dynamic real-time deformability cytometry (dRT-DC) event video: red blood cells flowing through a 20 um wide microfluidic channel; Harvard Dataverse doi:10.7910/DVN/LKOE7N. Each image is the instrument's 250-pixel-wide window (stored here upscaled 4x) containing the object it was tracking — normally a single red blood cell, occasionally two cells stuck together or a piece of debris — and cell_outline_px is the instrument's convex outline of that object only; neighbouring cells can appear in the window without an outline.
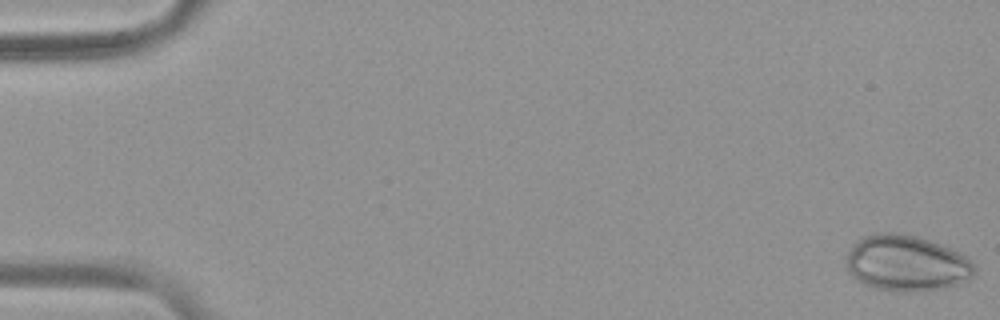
{"species": "common noctule bat (a hibernating species)", "species_latin": "Nyctalus noctula", "temperature_condition": "warm", "stored_images_in_passage": 54, "camera_frame_rate_fps": 3000, "um_per_image_px": 0.085, "animal": {"sex": "female", "body_mass_g": 19.9}, "frame": {"image": 1, "passage_image": 1, "time_ms": 0.0, "image_size_px": [1000, 320], "cell_outline_px": [[976, 272], [972, 280], [944, 288], [916, 292], [892, 292], [872, 288], [856, 280], [852, 276], [848, 268], [848, 252], [856, 240], [872, 232], [904, 232], [952, 248], [960, 252], [972, 260], [976, 268]], "centroid_in_image_um": [77.1, 22.38], "position_along_channel_um": 7.9, "area_um2": 42.71}}
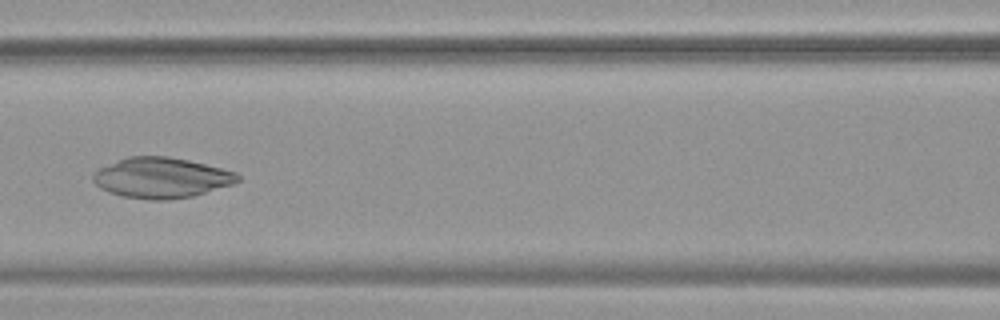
{"frame": {"image": 2, "passage_image": 25, "time_ms": 8.0, "image_size_px": [1000, 320], "cell_outline_px": [[240, 180], [232, 184], [192, 196], [164, 200], [148, 200], [120, 196], [108, 192], [100, 188], [92, 180], [92, 172], [100, 168], [128, 156], [168, 156], [188, 160], [236, 172], [240, 176]], "centroid_in_image_um": [13.68, 15.11], "position_along_channel_um": 152.9, "area_um2": 33.99}}
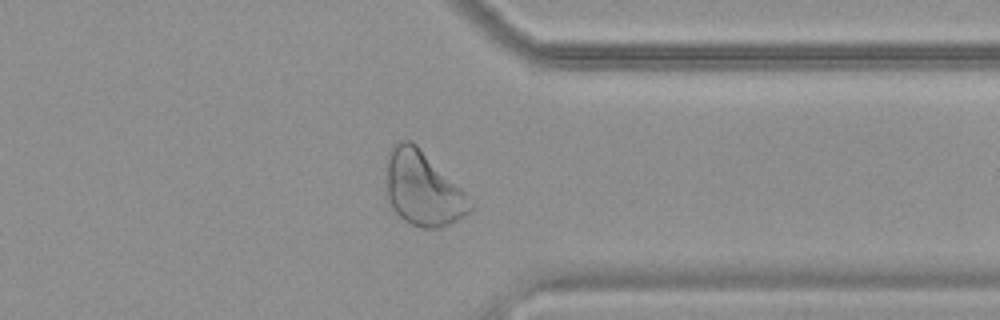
{"frame": {"image": 3, "passage_image": 43, "time_ms": 14.0, "image_size_px": [1000, 320], "cell_outline_px": [[476, 208], [472, 212], [448, 224], [436, 228], [420, 228], [404, 220], [392, 208], [388, 200], [388, 152], [392, 144], [400, 140], [412, 140], [476, 204]], "centroid_in_image_um": [35.97, 16.05], "position_along_channel_um": 375.4, "area_um2": 36.01}}